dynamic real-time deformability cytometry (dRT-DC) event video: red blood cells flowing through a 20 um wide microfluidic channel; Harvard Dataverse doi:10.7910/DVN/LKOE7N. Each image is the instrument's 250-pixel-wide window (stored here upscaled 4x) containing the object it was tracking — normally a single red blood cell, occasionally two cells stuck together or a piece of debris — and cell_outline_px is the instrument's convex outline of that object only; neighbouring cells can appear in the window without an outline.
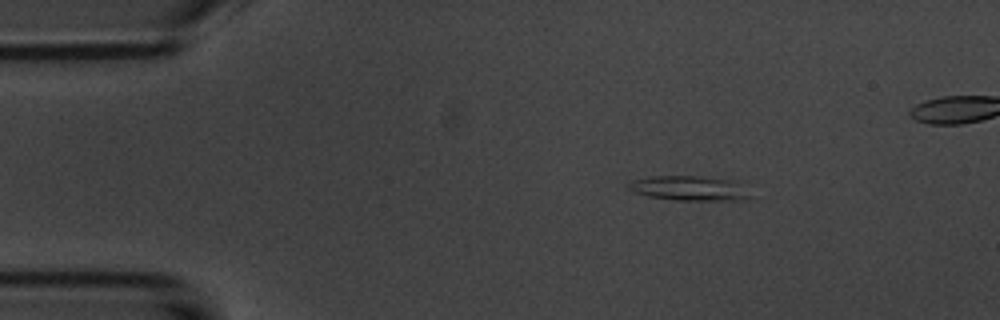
{"species": "common noctule bat (a hibernating species)", "species_latin": "Nyctalus noctula", "temperature_condition": "room temperature", "stored_images_in_passage": 48, "segment_of_instrument_passage": [1, 2], "camera_frame_rate_fps": 3000, "um_per_image_px": 0.085, "animal": {"sex": "male", "body_mass_g": 20.1, "forearm_length_mm": 53.5}, "frame": {"image": 1, "passage_image": 1, "time_ms": 0.0, "image_size_px": [1000, 320], "cell_outline_px": [[748, 196], [736, 200], [676, 200], [648, 196], [632, 192], [624, 184], [628, 180], [652, 176], [700, 176], [728, 180]], "centroid_in_image_um": [58.29, 15.99], "position_along_channel_um": 26.7, "area_um2": 16.88}}
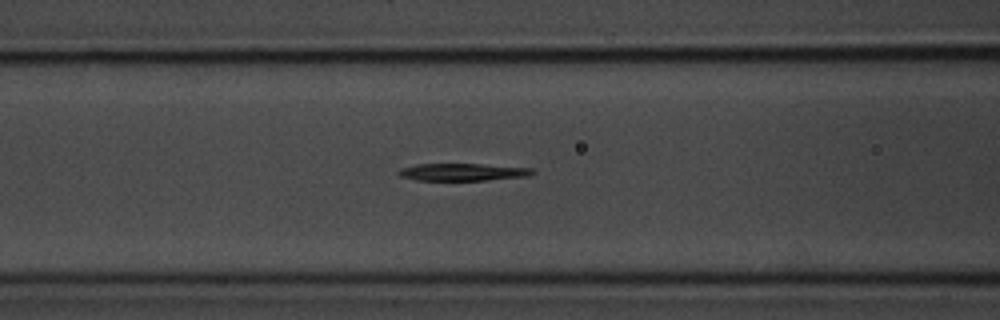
{"frame": {"image": 2, "passage_image": 14, "time_ms": 4.333, "image_size_px": [1000, 320], "cell_outline_px": [[536, 172], [528, 176], [488, 180], [416, 180], [400, 176], [396, 172], [400, 168], [416, 164], [480, 164], [532, 168]], "centroid_in_image_um": [39.31, 14.62], "position_along_channel_um": 127.3, "area_um2": 13.53}}
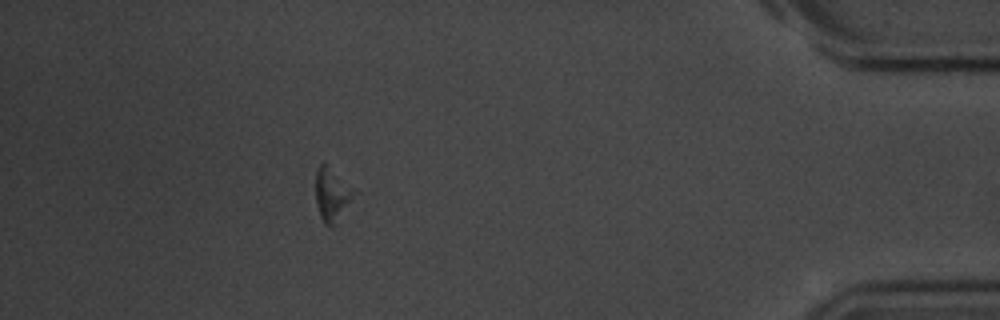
{"frame": {"image": 3, "passage_image": 41, "time_ms": 13.333, "image_size_px": [1000, 320], "cell_outline_px": [[348, 200], [336, 224], [332, 228], [324, 224], [320, 216], [316, 204], [316, 168], [324, 160], [348, 196]], "centroid_in_image_um": [27.99, 16.63], "position_along_channel_um": 407.2, "area_um2": 10.06}}